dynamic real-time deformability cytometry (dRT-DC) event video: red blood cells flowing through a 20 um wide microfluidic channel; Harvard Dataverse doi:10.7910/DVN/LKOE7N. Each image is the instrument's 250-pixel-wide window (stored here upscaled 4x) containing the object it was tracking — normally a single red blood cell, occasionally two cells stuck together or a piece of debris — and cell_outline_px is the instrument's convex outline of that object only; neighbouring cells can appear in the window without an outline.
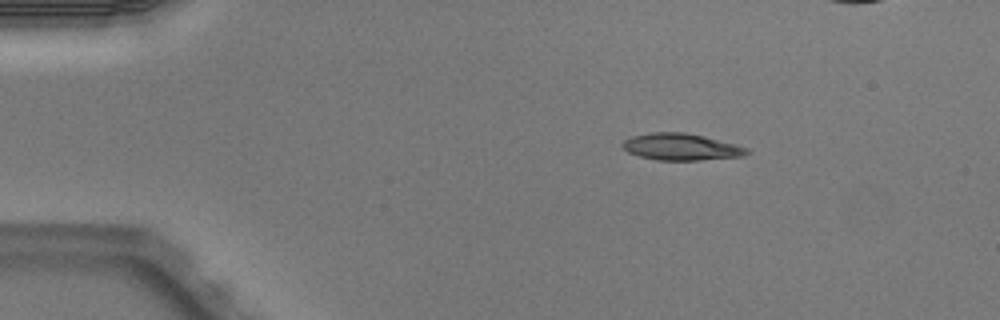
{"species": "Egyptian fruit bat (a non-hibernating species)", "species_latin": "Rousettus aegyptiacus", "temperature_condition": "warm", "stored_images_in_passage": 3, "camera_frame_rate_fps": 3000, "um_per_image_px": 0.085, "animal": {"sex": "male"}, "frame": {"image": 1, "passage_image": 1, "time_ms": 0.0, "image_size_px": [1000, 320], "cell_outline_px": [[748, 152], [744, 156], [700, 160], [656, 160], [640, 156], [628, 152], [620, 144], [624, 140], [632, 136], [652, 132], [684, 132], [704, 136], [736, 144], [748, 148]], "centroid_in_image_um": [57.89, 12.48], "position_along_channel_um": 27.1, "area_um2": 19.36}}